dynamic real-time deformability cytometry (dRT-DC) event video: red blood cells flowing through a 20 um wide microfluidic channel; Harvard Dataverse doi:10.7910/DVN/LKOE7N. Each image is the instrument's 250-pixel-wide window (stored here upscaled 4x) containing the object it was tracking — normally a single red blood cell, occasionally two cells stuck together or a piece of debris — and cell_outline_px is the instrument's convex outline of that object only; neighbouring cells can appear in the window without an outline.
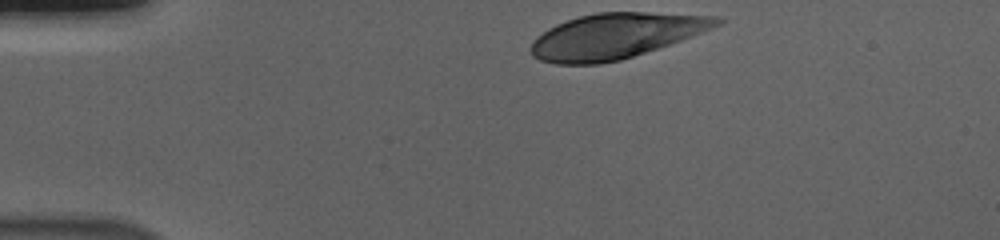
{"species": "human", "species_latin": "Homo sapiens", "temperature_condition": "cold", "stored_images_in_passage": 36, "camera_frame_rate_fps": 3000, "um_per_image_px": 0.085, "donor": {"sex": "male"}, "frame": {"image": 1, "passage_image": 1, "time_ms": 0.0, "image_size_px": [1000, 240], "cell_outline_px": [[724, 20], [720, 24], [712, 28], [680, 40], [620, 60], [600, 64], [556, 64], [540, 60], [532, 56], [528, 48], [532, 40], [536, 36], [548, 28], [556, 24], [580, 16], [596, 12], [648, 12], [716, 16]], "centroid_in_image_um": [52.25, 3.05], "position_along_channel_um": 32.7, "area_um2": 48.84}}
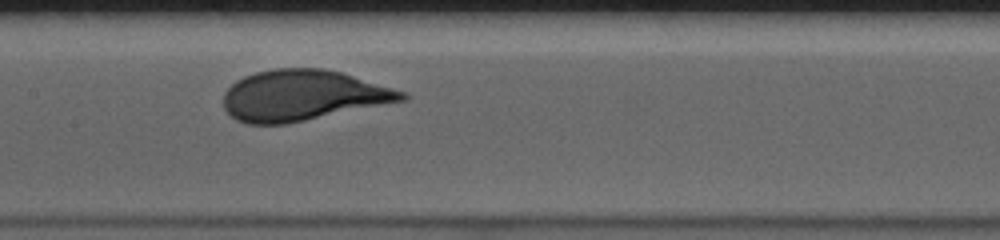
{"frame": {"image": 2, "passage_image": 18, "time_ms": 5.667, "image_size_px": [1000, 240], "cell_outline_px": [[408, 100], [284, 124], [248, 124], [236, 120], [224, 108], [224, 92], [236, 80], [244, 76], [256, 72], [276, 68], [320, 68], [340, 72], [408, 92]], "centroid_in_image_um": [25.75, 8.11], "position_along_channel_um": 181.7, "area_um2": 52.54}}
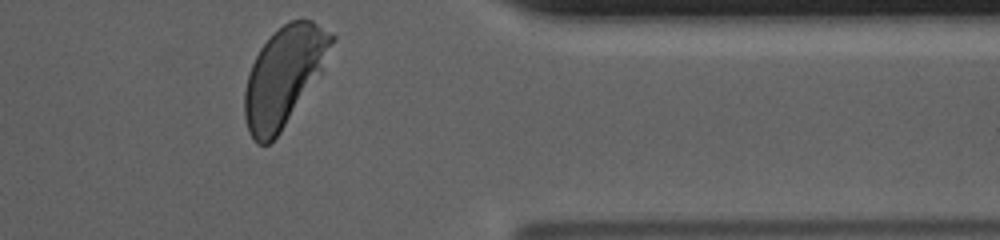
{"frame": {"image": 3, "passage_image": 36, "time_ms": 11.667, "image_size_px": [1000, 240], "cell_outline_px": [[336, 40], [320, 72], [280, 132], [268, 144], [256, 144], [248, 132], [244, 116], [244, 92], [248, 76], [252, 64], [260, 48], [284, 24], [292, 20], [312, 20], [336, 36]], "centroid_in_image_um": [24.12, 6.48], "position_along_channel_um": 387.3, "area_um2": 49.01}}